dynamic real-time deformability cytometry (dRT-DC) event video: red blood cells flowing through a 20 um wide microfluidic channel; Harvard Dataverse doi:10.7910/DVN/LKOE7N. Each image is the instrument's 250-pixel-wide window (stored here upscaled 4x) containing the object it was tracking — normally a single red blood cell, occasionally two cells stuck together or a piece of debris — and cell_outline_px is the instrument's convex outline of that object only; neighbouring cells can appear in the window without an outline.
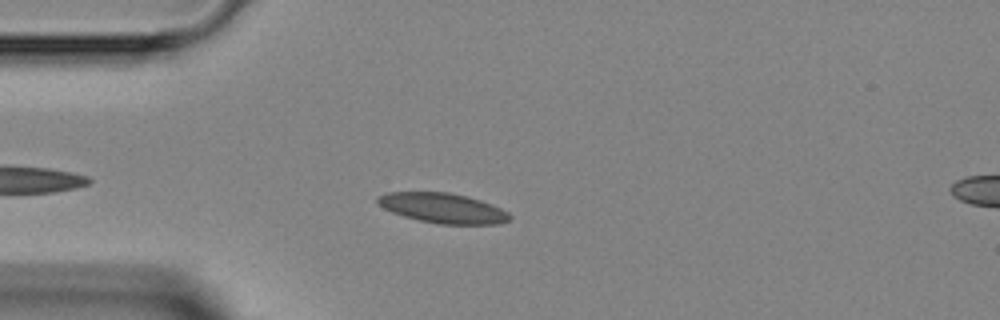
{"species": "Egyptian fruit bat (a non-hibernating species)", "species_latin": "Rousettus aegyptiacus", "temperature_condition": "room temperature", "stored_images_in_passage": 38, "camera_frame_rate_fps": 3000, "um_per_image_px": 0.085, "animal": {"sex": "female"}, "frame": {"image": 1, "passage_image": 6, "time_ms": 1.667, "image_size_px": [1000, 320], "cell_outline_px": [[512, 216], [508, 220], [500, 224], [440, 224], [420, 220], [404, 216], [392, 212], [384, 208], [376, 200], [376, 196], [388, 192], [448, 192], [468, 196], [492, 204], [508, 212]], "centroid_in_image_um": [37.65, 17.68], "position_along_channel_um": 47.3, "area_um2": 23.0}}
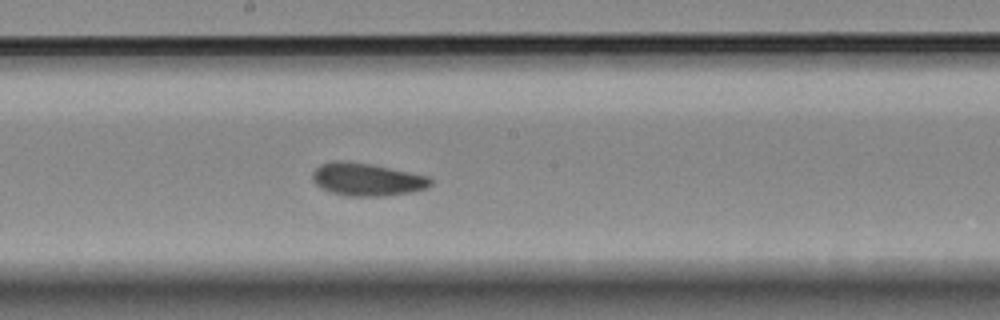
{"frame": {"image": 2, "passage_image": 19, "time_ms": 6.0, "image_size_px": [1000, 320], "cell_outline_px": [[432, 184], [424, 188], [412, 192], [384, 196], [348, 196], [332, 192], [320, 188], [312, 180], [312, 172], [320, 164], [332, 160], [344, 160], [372, 164], [428, 176], [432, 180]], "centroid_in_image_um": [31.15, 15.24], "position_along_channel_um": 217.1, "area_um2": 22.66}}
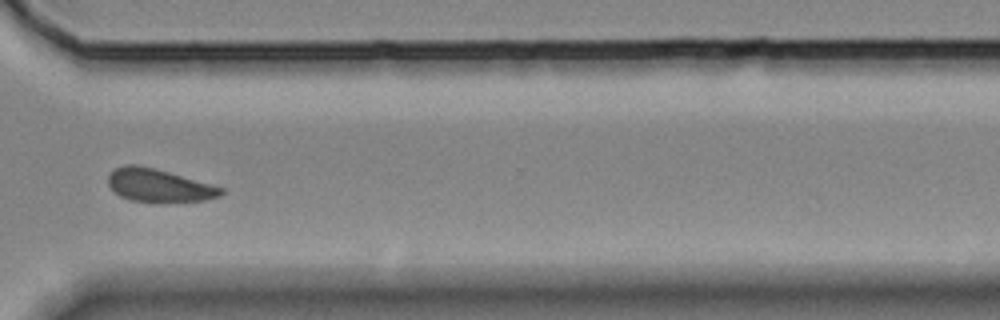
{"frame": {"image": 3, "passage_image": 29, "time_ms": 9.333, "image_size_px": [1000, 320], "cell_outline_px": [[224, 192], [220, 196], [204, 200], [132, 200], [120, 196], [108, 184], [108, 176], [112, 168], [124, 164], [140, 164], [156, 168], [224, 188]], "centroid_in_image_um": [13.46, 15.7], "position_along_channel_um": 357.1, "area_um2": 21.21}}